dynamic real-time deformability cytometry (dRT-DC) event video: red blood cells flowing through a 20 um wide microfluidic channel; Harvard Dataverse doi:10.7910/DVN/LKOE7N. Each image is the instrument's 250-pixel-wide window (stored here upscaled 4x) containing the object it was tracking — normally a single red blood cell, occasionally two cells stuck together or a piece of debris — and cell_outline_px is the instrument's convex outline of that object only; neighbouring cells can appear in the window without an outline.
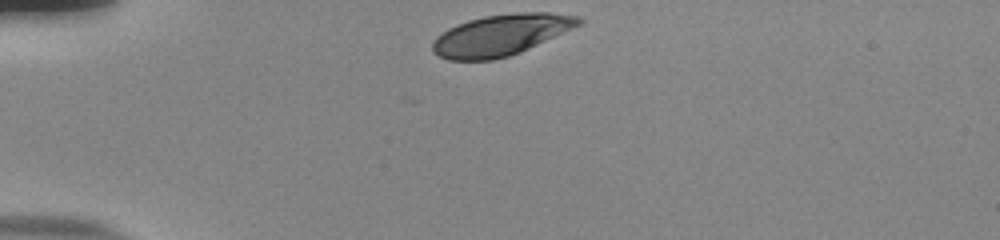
{"species": "human", "species_latin": "Homo sapiens", "temperature_condition": "room temperature", "stored_images_in_passage": 33, "camera_frame_rate_fps": 3000, "um_per_image_px": 0.085, "donor": {"sex": "male"}, "frame": {"image": 1, "passage_image": 1, "time_ms": 0.0, "image_size_px": [1000, 240], "cell_outline_px": [[584, 20], [580, 24], [572, 28], [520, 52], [508, 56], [492, 60], [448, 60], [432, 52], [432, 44], [436, 36], [448, 28], [468, 20], [484, 16], [516, 12], [548, 12], [580, 16]], "centroid_in_image_um": [42.55, 2.96], "position_along_channel_um": 42.4, "area_um2": 34.85}}
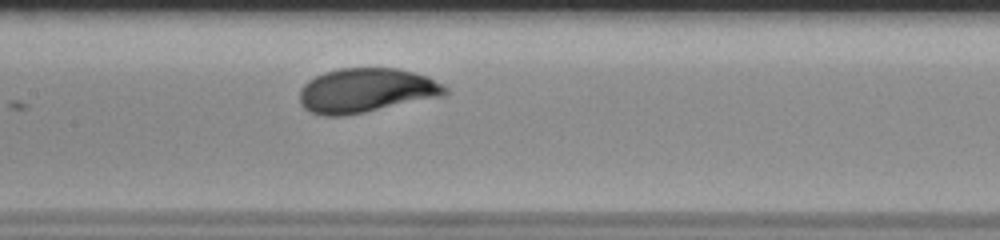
{"frame": {"image": 2, "passage_image": 15, "time_ms": 4.667, "image_size_px": [1000, 240], "cell_outline_px": [[448, 92], [444, 96], [344, 116], [324, 116], [308, 112], [300, 104], [300, 88], [308, 80], [324, 72], [340, 68], [400, 68], [428, 76], [448, 88]], "centroid_in_image_um": [31.11, 7.69], "position_along_channel_um": 176.3, "area_um2": 37.86}}
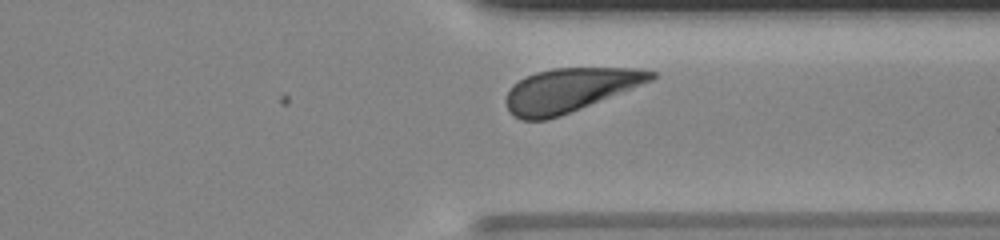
{"frame": {"image": 3, "passage_image": 30, "time_ms": 9.667, "image_size_px": [1000, 240], "cell_outline_px": [[656, 76], [652, 80], [560, 116], [548, 120], [520, 120], [512, 116], [504, 100], [512, 84], [524, 76], [536, 72], [552, 68], [640, 68], [656, 72]], "centroid_in_image_um": [48.36, 7.65], "position_along_channel_um": 363.0, "area_um2": 36.88}, "authors_computed_cell_mechanics": {"area_um2": 36.992, "velocity_mm_per_s": 3.7345, "shape_relaxation_time_tau1_ms": 3.0839, "shape_relaxation_time_tau2_ms": null, "deformation_change_tau1": 0.1514, "deformation_change_tau2": null}}